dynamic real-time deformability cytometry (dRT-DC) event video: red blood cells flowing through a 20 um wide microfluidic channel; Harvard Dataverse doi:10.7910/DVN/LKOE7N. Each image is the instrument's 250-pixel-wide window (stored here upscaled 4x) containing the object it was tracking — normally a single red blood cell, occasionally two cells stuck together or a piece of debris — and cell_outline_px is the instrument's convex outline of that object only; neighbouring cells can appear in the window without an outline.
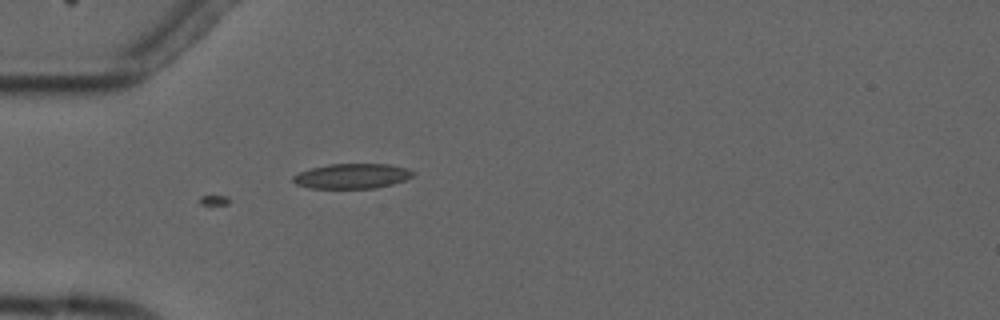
{"species": "common noctule bat (a hibernating species)", "species_latin": "Nyctalus noctula", "temperature_condition": "cold", "stored_images_in_passage": 5, "camera_frame_rate_fps": 3000, "um_per_image_px": 0.085, "animal": {"sex": "male", "forearm_length_mm": 52.5}, "frame": {"image": 1, "passage_image": 5, "time_ms": 4.667, "image_size_px": [1000, 320], "cell_outline_px": [[416, 172], [412, 176], [404, 180], [392, 184], [376, 188], [308, 188], [296, 184], [292, 180], [292, 176], [300, 172], [312, 168], [328, 164], [388, 164], [408, 168]], "centroid_in_image_um": [29.93, 14.96], "position_along_channel_um": 55.1, "area_um2": 17.46}}